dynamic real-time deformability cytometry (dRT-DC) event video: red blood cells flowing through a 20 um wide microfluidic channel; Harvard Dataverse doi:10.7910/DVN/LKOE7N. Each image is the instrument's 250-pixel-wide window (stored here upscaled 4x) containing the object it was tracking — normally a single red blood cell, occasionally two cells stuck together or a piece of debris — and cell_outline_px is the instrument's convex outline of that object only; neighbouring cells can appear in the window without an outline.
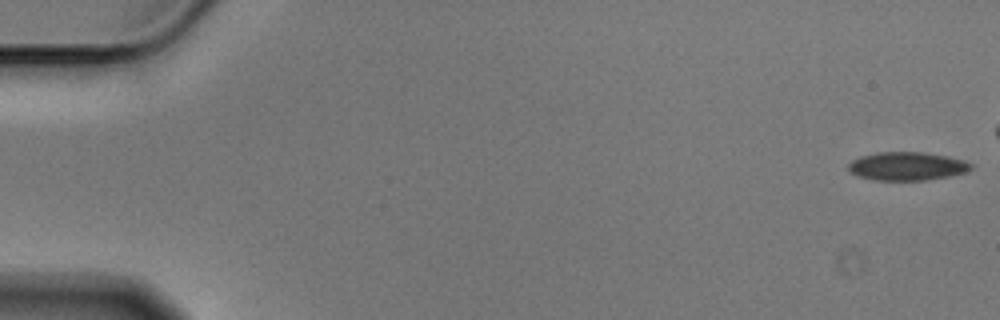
{"species": "Egyptian fruit bat (a non-hibernating species)", "species_latin": "Rousettus aegyptiacus", "temperature_condition": "cold", "stored_images_in_passage": 50, "camera_frame_rate_fps": 3000, "um_per_image_px": 0.085, "animal": {"sex": "male"}, "frame": {"image": 1, "passage_image": 1, "time_ms": 0.0, "image_size_px": [1000, 320], "cell_outline_px": [[972, 168], [964, 172], [948, 176], [924, 180], [872, 180], [856, 176], [848, 168], [848, 164], [852, 160], [860, 156], [876, 152], [920, 152], [948, 156], [964, 160], [972, 164]], "centroid_in_image_um": [77.06, 14.12], "position_along_channel_um": 7.9, "area_um2": 20.23}}
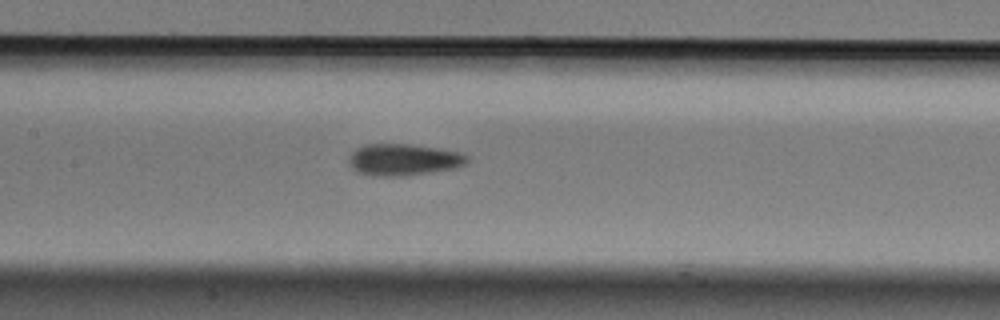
{"frame": {"image": 2, "passage_image": 27, "time_ms": 8.667, "image_size_px": [1000, 320], "cell_outline_px": [[468, 160], [464, 164], [456, 168], [400, 176], [376, 176], [360, 172], [352, 168], [348, 160], [352, 152], [356, 148], [368, 144], [408, 144], [436, 148], [460, 152], [468, 156]], "centroid_in_image_um": [34.29, 13.56], "position_along_channel_um": 173.1, "area_um2": 21.5}}
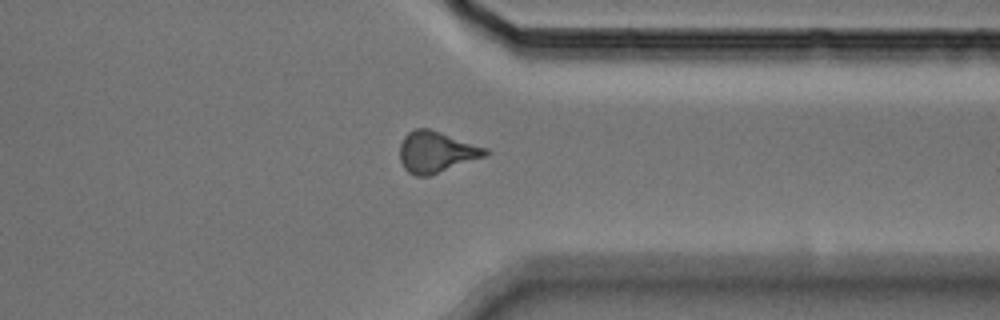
{"frame": {"image": 3, "passage_image": 44, "time_ms": 14.333, "image_size_px": [1000, 320], "cell_outline_px": [[492, 152], [488, 156], [428, 176], [416, 176], [408, 172], [404, 168], [400, 160], [400, 144], [404, 136], [408, 132], [416, 128], [428, 128], [488, 148]], "centroid_in_image_um": [37.11, 12.92], "position_along_channel_um": 374.3, "area_um2": 20.69}}